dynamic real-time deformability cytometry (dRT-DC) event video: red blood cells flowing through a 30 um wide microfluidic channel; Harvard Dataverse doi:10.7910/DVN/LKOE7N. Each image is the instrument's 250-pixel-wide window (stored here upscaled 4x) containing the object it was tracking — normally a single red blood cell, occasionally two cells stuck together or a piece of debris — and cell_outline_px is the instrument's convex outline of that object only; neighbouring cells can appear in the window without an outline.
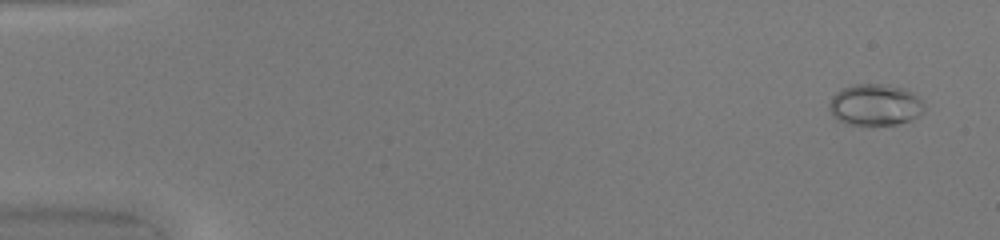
{"species": "common noctule bat (a hibernating species)", "species_latin": "Nyctalus noctula", "temperature_condition": "warm", "stored_images_in_passage": 48, "camera_frame_rate_fps": 3000, "um_per_image_px": 0.085, "animal": {"sex": "female", "body_mass_g": 20.0, "forearm_length_mm": 54.0}, "frame": {"image": 1, "passage_image": 3, "time_ms": 0.667, "image_size_px": [1000, 240], "cell_outline_px": [[924, 112], [920, 116], [912, 120], [896, 124], [848, 124], [832, 116], [828, 108], [828, 104], [832, 96], [840, 88], [856, 84], [888, 84], [904, 88], [920, 96], [924, 104]], "centroid_in_image_um": [74.41, 8.89], "position_along_channel_um": 10.6, "area_um2": 23.29}}
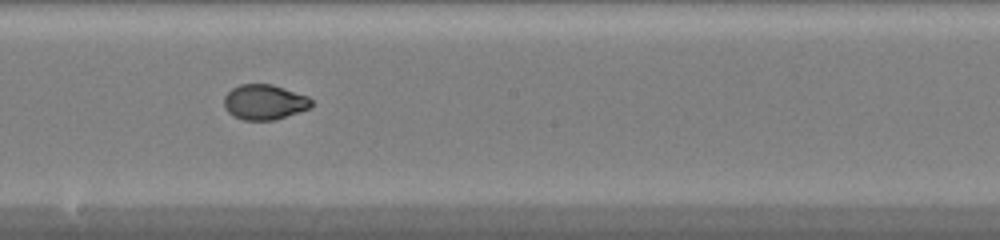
{"frame": {"image": 2, "passage_image": 29, "time_ms": 9.333, "image_size_px": [1000, 240], "cell_outline_px": [[312, 104], [308, 108], [272, 120], [244, 120], [232, 116], [224, 108], [224, 96], [232, 88], [240, 84], [272, 84], [308, 96], [312, 100]], "centroid_in_image_um": [22.42, 8.67], "position_along_channel_um": 225.8, "area_um2": 17.74}}
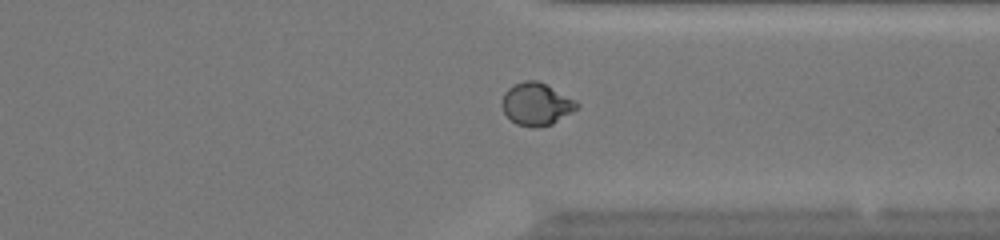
{"frame": {"image": 3, "passage_image": 39, "time_ms": 12.667, "image_size_px": [1000, 240], "cell_outline_px": [[580, 108], [552, 124], [532, 128], [516, 124], [504, 112], [500, 104], [504, 92], [508, 88], [524, 80], [536, 80], [576, 100], [580, 104]], "centroid_in_image_um": [45.6, 8.86], "position_along_channel_um": 365.8, "area_um2": 18.55}, "authors_computed_cell_mechanics": {"area_um2": 19.074, "velocity_mm_per_s": 4.2054, "shape_relaxation_time_tau1_ms": 10.6394, "shape_relaxation_time_tau2_ms": 0.6399, "deformation_change_tau1": 0.2863, "deformation_change_tau2": 0.0331}}